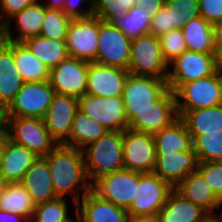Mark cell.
<instances>
[{
	"label": "cell",
	"mask_w": 222,
	"mask_h": 222,
	"mask_svg": "<svg viewBox=\"0 0 222 222\" xmlns=\"http://www.w3.org/2000/svg\"><path fill=\"white\" fill-rule=\"evenodd\" d=\"M44 158L50 168L55 194L62 198L71 195L74 210H77V203L92 190L83 150L57 144Z\"/></svg>",
	"instance_id": "cell-1"
},
{
	"label": "cell",
	"mask_w": 222,
	"mask_h": 222,
	"mask_svg": "<svg viewBox=\"0 0 222 222\" xmlns=\"http://www.w3.org/2000/svg\"><path fill=\"white\" fill-rule=\"evenodd\" d=\"M91 183L101 176L124 169L123 132L108 131L83 149Z\"/></svg>",
	"instance_id": "cell-2"
},
{
	"label": "cell",
	"mask_w": 222,
	"mask_h": 222,
	"mask_svg": "<svg viewBox=\"0 0 222 222\" xmlns=\"http://www.w3.org/2000/svg\"><path fill=\"white\" fill-rule=\"evenodd\" d=\"M178 117L189 110L213 107L222 104V75L200 78L183 84L175 93Z\"/></svg>",
	"instance_id": "cell-3"
},
{
	"label": "cell",
	"mask_w": 222,
	"mask_h": 222,
	"mask_svg": "<svg viewBox=\"0 0 222 222\" xmlns=\"http://www.w3.org/2000/svg\"><path fill=\"white\" fill-rule=\"evenodd\" d=\"M129 74L167 80L168 64L164 60L157 37L147 33L132 39Z\"/></svg>",
	"instance_id": "cell-4"
},
{
	"label": "cell",
	"mask_w": 222,
	"mask_h": 222,
	"mask_svg": "<svg viewBox=\"0 0 222 222\" xmlns=\"http://www.w3.org/2000/svg\"><path fill=\"white\" fill-rule=\"evenodd\" d=\"M216 72V53H199L187 49L168 64L166 82L175 93L183 84Z\"/></svg>",
	"instance_id": "cell-5"
},
{
	"label": "cell",
	"mask_w": 222,
	"mask_h": 222,
	"mask_svg": "<svg viewBox=\"0 0 222 222\" xmlns=\"http://www.w3.org/2000/svg\"><path fill=\"white\" fill-rule=\"evenodd\" d=\"M138 172L122 169L99 177L92 183V191L100 198L129 210L138 194Z\"/></svg>",
	"instance_id": "cell-6"
},
{
	"label": "cell",
	"mask_w": 222,
	"mask_h": 222,
	"mask_svg": "<svg viewBox=\"0 0 222 222\" xmlns=\"http://www.w3.org/2000/svg\"><path fill=\"white\" fill-rule=\"evenodd\" d=\"M7 130L11 141L25 146L38 157H45L57 145L40 118L8 117Z\"/></svg>",
	"instance_id": "cell-7"
},
{
	"label": "cell",
	"mask_w": 222,
	"mask_h": 222,
	"mask_svg": "<svg viewBox=\"0 0 222 222\" xmlns=\"http://www.w3.org/2000/svg\"><path fill=\"white\" fill-rule=\"evenodd\" d=\"M132 39L114 23L99 19L97 56L94 62L128 70Z\"/></svg>",
	"instance_id": "cell-8"
},
{
	"label": "cell",
	"mask_w": 222,
	"mask_h": 222,
	"mask_svg": "<svg viewBox=\"0 0 222 222\" xmlns=\"http://www.w3.org/2000/svg\"><path fill=\"white\" fill-rule=\"evenodd\" d=\"M55 91L49 81L24 82L14 100L7 107L8 117H31L43 119Z\"/></svg>",
	"instance_id": "cell-9"
},
{
	"label": "cell",
	"mask_w": 222,
	"mask_h": 222,
	"mask_svg": "<svg viewBox=\"0 0 222 222\" xmlns=\"http://www.w3.org/2000/svg\"><path fill=\"white\" fill-rule=\"evenodd\" d=\"M167 89L166 80L128 74L122 93L128 121L137 112L152 106V102L156 101Z\"/></svg>",
	"instance_id": "cell-10"
},
{
	"label": "cell",
	"mask_w": 222,
	"mask_h": 222,
	"mask_svg": "<svg viewBox=\"0 0 222 222\" xmlns=\"http://www.w3.org/2000/svg\"><path fill=\"white\" fill-rule=\"evenodd\" d=\"M78 102L80 111L95 119L108 131L123 132L128 129L129 121L122 96L97 97L84 94Z\"/></svg>",
	"instance_id": "cell-11"
},
{
	"label": "cell",
	"mask_w": 222,
	"mask_h": 222,
	"mask_svg": "<svg viewBox=\"0 0 222 222\" xmlns=\"http://www.w3.org/2000/svg\"><path fill=\"white\" fill-rule=\"evenodd\" d=\"M173 189L153 172H138V194L128 210L129 217L157 215Z\"/></svg>",
	"instance_id": "cell-12"
},
{
	"label": "cell",
	"mask_w": 222,
	"mask_h": 222,
	"mask_svg": "<svg viewBox=\"0 0 222 222\" xmlns=\"http://www.w3.org/2000/svg\"><path fill=\"white\" fill-rule=\"evenodd\" d=\"M178 118L175 94L168 88L152 106L137 112L128 129L154 135Z\"/></svg>",
	"instance_id": "cell-13"
},
{
	"label": "cell",
	"mask_w": 222,
	"mask_h": 222,
	"mask_svg": "<svg viewBox=\"0 0 222 222\" xmlns=\"http://www.w3.org/2000/svg\"><path fill=\"white\" fill-rule=\"evenodd\" d=\"M99 18L72 19L66 36L68 55L77 59L94 62L97 56Z\"/></svg>",
	"instance_id": "cell-14"
},
{
	"label": "cell",
	"mask_w": 222,
	"mask_h": 222,
	"mask_svg": "<svg viewBox=\"0 0 222 222\" xmlns=\"http://www.w3.org/2000/svg\"><path fill=\"white\" fill-rule=\"evenodd\" d=\"M88 65V61L68 56L50 69V86L57 94L79 99L86 92Z\"/></svg>",
	"instance_id": "cell-15"
},
{
	"label": "cell",
	"mask_w": 222,
	"mask_h": 222,
	"mask_svg": "<svg viewBox=\"0 0 222 222\" xmlns=\"http://www.w3.org/2000/svg\"><path fill=\"white\" fill-rule=\"evenodd\" d=\"M155 159L156 150L153 135L130 129L123 131V163L125 169L152 173Z\"/></svg>",
	"instance_id": "cell-16"
},
{
	"label": "cell",
	"mask_w": 222,
	"mask_h": 222,
	"mask_svg": "<svg viewBox=\"0 0 222 222\" xmlns=\"http://www.w3.org/2000/svg\"><path fill=\"white\" fill-rule=\"evenodd\" d=\"M78 110V98L57 93L53 96L43 121L57 144H63L69 138L72 122Z\"/></svg>",
	"instance_id": "cell-17"
},
{
	"label": "cell",
	"mask_w": 222,
	"mask_h": 222,
	"mask_svg": "<svg viewBox=\"0 0 222 222\" xmlns=\"http://www.w3.org/2000/svg\"><path fill=\"white\" fill-rule=\"evenodd\" d=\"M128 74V70L119 67L89 62L85 94L97 97L122 96Z\"/></svg>",
	"instance_id": "cell-18"
},
{
	"label": "cell",
	"mask_w": 222,
	"mask_h": 222,
	"mask_svg": "<svg viewBox=\"0 0 222 222\" xmlns=\"http://www.w3.org/2000/svg\"><path fill=\"white\" fill-rule=\"evenodd\" d=\"M198 163L194 150L156 154L153 173L175 188L189 173L197 170Z\"/></svg>",
	"instance_id": "cell-19"
},
{
	"label": "cell",
	"mask_w": 222,
	"mask_h": 222,
	"mask_svg": "<svg viewBox=\"0 0 222 222\" xmlns=\"http://www.w3.org/2000/svg\"><path fill=\"white\" fill-rule=\"evenodd\" d=\"M45 10L44 3L41 0H36L32 5L16 13L6 23V41L24 42L28 38L39 36ZM11 23L14 24L13 29Z\"/></svg>",
	"instance_id": "cell-20"
},
{
	"label": "cell",
	"mask_w": 222,
	"mask_h": 222,
	"mask_svg": "<svg viewBox=\"0 0 222 222\" xmlns=\"http://www.w3.org/2000/svg\"><path fill=\"white\" fill-rule=\"evenodd\" d=\"M82 222H129L128 211L100 198L92 190L77 203Z\"/></svg>",
	"instance_id": "cell-21"
},
{
	"label": "cell",
	"mask_w": 222,
	"mask_h": 222,
	"mask_svg": "<svg viewBox=\"0 0 222 222\" xmlns=\"http://www.w3.org/2000/svg\"><path fill=\"white\" fill-rule=\"evenodd\" d=\"M37 158L34 152L9 139L0 166V181L21 183L26 171Z\"/></svg>",
	"instance_id": "cell-22"
},
{
	"label": "cell",
	"mask_w": 222,
	"mask_h": 222,
	"mask_svg": "<svg viewBox=\"0 0 222 222\" xmlns=\"http://www.w3.org/2000/svg\"><path fill=\"white\" fill-rule=\"evenodd\" d=\"M174 189L210 216L219 215L216 211L221 207V200L211 191L198 170L189 173Z\"/></svg>",
	"instance_id": "cell-23"
},
{
	"label": "cell",
	"mask_w": 222,
	"mask_h": 222,
	"mask_svg": "<svg viewBox=\"0 0 222 222\" xmlns=\"http://www.w3.org/2000/svg\"><path fill=\"white\" fill-rule=\"evenodd\" d=\"M21 183L31 195L35 206L57 198L52 184L50 168L44 157H38L35 160L26 171Z\"/></svg>",
	"instance_id": "cell-24"
},
{
	"label": "cell",
	"mask_w": 222,
	"mask_h": 222,
	"mask_svg": "<svg viewBox=\"0 0 222 222\" xmlns=\"http://www.w3.org/2000/svg\"><path fill=\"white\" fill-rule=\"evenodd\" d=\"M24 81L14 61L13 41L0 44V104L8 107Z\"/></svg>",
	"instance_id": "cell-25"
},
{
	"label": "cell",
	"mask_w": 222,
	"mask_h": 222,
	"mask_svg": "<svg viewBox=\"0 0 222 222\" xmlns=\"http://www.w3.org/2000/svg\"><path fill=\"white\" fill-rule=\"evenodd\" d=\"M157 216L160 222H205L210 217L204 209L184 198L175 189Z\"/></svg>",
	"instance_id": "cell-26"
},
{
	"label": "cell",
	"mask_w": 222,
	"mask_h": 222,
	"mask_svg": "<svg viewBox=\"0 0 222 222\" xmlns=\"http://www.w3.org/2000/svg\"><path fill=\"white\" fill-rule=\"evenodd\" d=\"M153 136L156 154H171L193 150V138L180 117Z\"/></svg>",
	"instance_id": "cell-27"
},
{
	"label": "cell",
	"mask_w": 222,
	"mask_h": 222,
	"mask_svg": "<svg viewBox=\"0 0 222 222\" xmlns=\"http://www.w3.org/2000/svg\"><path fill=\"white\" fill-rule=\"evenodd\" d=\"M107 132L103 125L78 110L72 122L70 136L63 145L83 150Z\"/></svg>",
	"instance_id": "cell-28"
},
{
	"label": "cell",
	"mask_w": 222,
	"mask_h": 222,
	"mask_svg": "<svg viewBox=\"0 0 222 222\" xmlns=\"http://www.w3.org/2000/svg\"><path fill=\"white\" fill-rule=\"evenodd\" d=\"M13 55L24 82L49 81L50 69L23 42L13 41Z\"/></svg>",
	"instance_id": "cell-29"
},
{
	"label": "cell",
	"mask_w": 222,
	"mask_h": 222,
	"mask_svg": "<svg viewBox=\"0 0 222 222\" xmlns=\"http://www.w3.org/2000/svg\"><path fill=\"white\" fill-rule=\"evenodd\" d=\"M181 119L186 124L189 134L194 139L206 132L222 131V104L187 111Z\"/></svg>",
	"instance_id": "cell-30"
},
{
	"label": "cell",
	"mask_w": 222,
	"mask_h": 222,
	"mask_svg": "<svg viewBox=\"0 0 222 222\" xmlns=\"http://www.w3.org/2000/svg\"><path fill=\"white\" fill-rule=\"evenodd\" d=\"M188 50L199 53H216L213 44V28L203 17L187 21L182 27Z\"/></svg>",
	"instance_id": "cell-31"
},
{
	"label": "cell",
	"mask_w": 222,
	"mask_h": 222,
	"mask_svg": "<svg viewBox=\"0 0 222 222\" xmlns=\"http://www.w3.org/2000/svg\"><path fill=\"white\" fill-rule=\"evenodd\" d=\"M35 204L22 183H4L0 193V210L15 213L31 221Z\"/></svg>",
	"instance_id": "cell-32"
},
{
	"label": "cell",
	"mask_w": 222,
	"mask_h": 222,
	"mask_svg": "<svg viewBox=\"0 0 222 222\" xmlns=\"http://www.w3.org/2000/svg\"><path fill=\"white\" fill-rule=\"evenodd\" d=\"M23 43L49 69L55 68L69 56L65 40L44 38L39 35L28 38Z\"/></svg>",
	"instance_id": "cell-33"
},
{
	"label": "cell",
	"mask_w": 222,
	"mask_h": 222,
	"mask_svg": "<svg viewBox=\"0 0 222 222\" xmlns=\"http://www.w3.org/2000/svg\"><path fill=\"white\" fill-rule=\"evenodd\" d=\"M152 17L141 7H132L113 23L130 39L149 33Z\"/></svg>",
	"instance_id": "cell-34"
},
{
	"label": "cell",
	"mask_w": 222,
	"mask_h": 222,
	"mask_svg": "<svg viewBox=\"0 0 222 222\" xmlns=\"http://www.w3.org/2000/svg\"><path fill=\"white\" fill-rule=\"evenodd\" d=\"M193 150L199 163L222 161V131L196 136L193 139Z\"/></svg>",
	"instance_id": "cell-35"
},
{
	"label": "cell",
	"mask_w": 222,
	"mask_h": 222,
	"mask_svg": "<svg viewBox=\"0 0 222 222\" xmlns=\"http://www.w3.org/2000/svg\"><path fill=\"white\" fill-rule=\"evenodd\" d=\"M68 205L66 198L62 197L38 204L30 222H65L75 214L70 212Z\"/></svg>",
	"instance_id": "cell-36"
},
{
	"label": "cell",
	"mask_w": 222,
	"mask_h": 222,
	"mask_svg": "<svg viewBox=\"0 0 222 222\" xmlns=\"http://www.w3.org/2000/svg\"><path fill=\"white\" fill-rule=\"evenodd\" d=\"M71 20L63 10L46 8L40 36L50 39L66 40Z\"/></svg>",
	"instance_id": "cell-37"
},
{
	"label": "cell",
	"mask_w": 222,
	"mask_h": 222,
	"mask_svg": "<svg viewBox=\"0 0 222 222\" xmlns=\"http://www.w3.org/2000/svg\"><path fill=\"white\" fill-rule=\"evenodd\" d=\"M164 6L170 13L173 30L182 29L187 21L200 16L199 0H165Z\"/></svg>",
	"instance_id": "cell-38"
},
{
	"label": "cell",
	"mask_w": 222,
	"mask_h": 222,
	"mask_svg": "<svg viewBox=\"0 0 222 222\" xmlns=\"http://www.w3.org/2000/svg\"><path fill=\"white\" fill-rule=\"evenodd\" d=\"M137 0H93V15L101 21L113 23L126 15Z\"/></svg>",
	"instance_id": "cell-39"
},
{
	"label": "cell",
	"mask_w": 222,
	"mask_h": 222,
	"mask_svg": "<svg viewBox=\"0 0 222 222\" xmlns=\"http://www.w3.org/2000/svg\"><path fill=\"white\" fill-rule=\"evenodd\" d=\"M158 39L160 42L162 56L167 64L187 50L181 29L170 30L158 37Z\"/></svg>",
	"instance_id": "cell-40"
},
{
	"label": "cell",
	"mask_w": 222,
	"mask_h": 222,
	"mask_svg": "<svg viewBox=\"0 0 222 222\" xmlns=\"http://www.w3.org/2000/svg\"><path fill=\"white\" fill-rule=\"evenodd\" d=\"M197 170L202 174L211 191L222 201V161L198 163Z\"/></svg>",
	"instance_id": "cell-41"
},
{
	"label": "cell",
	"mask_w": 222,
	"mask_h": 222,
	"mask_svg": "<svg viewBox=\"0 0 222 222\" xmlns=\"http://www.w3.org/2000/svg\"><path fill=\"white\" fill-rule=\"evenodd\" d=\"M82 4H87V7ZM63 11L71 19L91 17L93 16V0H65Z\"/></svg>",
	"instance_id": "cell-42"
},
{
	"label": "cell",
	"mask_w": 222,
	"mask_h": 222,
	"mask_svg": "<svg viewBox=\"0 0 222 222\" xmlns=\"http://www.w3.org/2000/svg\"><path fill=\"white\" fill-rule=\"evenodd\" d=\"M200 16L213 25L222 20V0H199Z\"/></svg>",
	"instance_id": "cell-43"
},
{
	"label": "cell",
	"mask_w": 222,
	"mask_h": 222,
	"mask_svg": "<svg viewBox=\"0 0 222 222\" xmlns=\"http://www.w3.org/2000/svg\"><path fill=\"white\" fill-rule=\"evenodd\" d=\"M170 30H173V25H171L170 13L164 6L151 19L149 33L158 38Z\"/></svg>",
	"instance_id": "cell-44"
},
{
	"label": "cell",
	"mask_w": 222,
	"mask_h": 222,
	"mask_svg": "<svg viewBox=\"0 0 222 222\" xmlns=\"http://www.w3.org/2000/svg\"><path fill=\"white\" fill-rule=\"evenodd\" d=\"M36 0H0V15L7 23L16 13L32 5Z\"/></svg>",
	"instance_id": "cell-45"
},
{
	"label": "cell",
	"mask_w": 222,
	"mask_h": 222,
	"mask_svg": "<svg viewBox=\"0 0 222 222\" xmlns=\"http://www.w3.org/2000/svg\"><path fill=\"white\" fill-rule=\"evenodd\" d=\"M165 0H137L135 6L145 9L153 18L164 7Z\"/></svg>",
	"instance_id": "cell-46"
},
{
	"label": "cell",
	"mask_w": 222,
	"mask_h": 222,
	"mask_svg": "<svg viewBox=\"0 0 222 222\" xmlns=\"http://www.w3.org/2000/svg\"><path fill=\"white\" fill-rule=\"evenodd\" d=\"M213 28V44L217 51L222 47V20L212 25Z\"/></svg>",
	"instance_id": "cell-47"
},
{
	"label": "cell",
	"mask_w": 222,
	"mask_h": 222,
	"mask_svg": "<svg viewBox=\"0 0 222 222\" xmlns=\"http://www.w3.org/2000/svg\"><path fill=\"white\" fill-rule=\"evenodd\" d=\"M0 222H30L26 217L0 210Z\"/></svg>",
	"instance_id": "cell-48"
},
{
	"label": "cell",
	"mask_w": 222,
	"mask_h": 222,
	"mask_svg": "<svg viewBox=\"0 0 222 222\" xmlns=\"http://www.w3.org/2000/svg\"><path fill=\"white\" fill-rule=\"evenodd\" d=\"M7 107L0 104V134H8Z\"/></svg>",
	"instance_id": "cell-49"
},
{
	"label": "cell",
	"mask_w": 222,
	"mask_h": 222,
	"mask_svg": "<svg viewBox=\"0 0 222 222\" xmlns=\"http://www.w3.org/2000/svg\"><path fill=\"white\" fill-rule=\"evenodd\" d=\"M41 1L48 9L63 10L64 0H41Z\"/></svg>",
	"instance_id": "cell-50"
},
{
	"label": "cell",
	"mask_w": 222,
	"mask_h": 222,
	"mask_svg": "<svg viewBox=\"0 0 222 222\" xmlns=\"http://www.w3.org/2000/svg\"><path fill=\"white\" fill-rule=\"evenodd\" d=\"M129 222H160L157 215L130 217Z\"/></svg>",
	"instance_id": "cell-51"
},
{
	"label": "cell",
	"mask_w": 222,
	"mask_h": 222,
	"mask_svg": "<svg viewBox=\"0 0 222 222\" xmlns=\"http://www.w3.org/2000/svg\"><path fill=\"white\" fill-rule=\"evenodd\" d=\"M9 140L8 134H0V166L4 157V152L6 149V144Z\"/></svg>",
	"instance_id": "cell-52"
},
{
	"label": "cell",
	"mask_w": 222,
	"mask_h": 222,
	"mask_svg": "<svg viewBox=\"0 0 222 222\" xmlns=\"http://www.w3.org/2000/svg\"><path fill=\"white\" fill-rule=\"evenodd\" d=\"M216 70L222 75V47L216 51Z\"/></svg>",
	"instance_id": "cell-53"
},
{
	"label": "cell",
	"mask_w": 222,
	"mask_h": 222,
	"mask_svg": "<svg viewBox=\"0 0 222 222\" xmlns=\"http://www.w3.org/2000/svg\"><path fill=\"white\" fill-rule=\"evenodd\" d=\"M6 41V23L2 20L0 15V44Z\"/></svg>",
	"instance_id": "cell-54"
},
{
	"label": "cell",
	"mask_w": 222,
	"mask_h": 222,
	"mask_svg": "<svg viewBox=\"0 0 222 222\" xmlns=\"http://www.w3.org/2000/svg\"><path fill=\"white\" fill-rule=\"evenodd\" d=\"M65 222H82V220L77 210H75L74 216H72L70 219L66 220Z\"/></svg>",
	"instance_id": "cell-55"
},
{
	"label": "cell",
	"mask_w": 222,
	"mask_h": 222,
	"mask_svg": "<svg viewBox=\"0 0 222 222\" xmlns=\"http://www.w3.org/2000/svg\"><path fill=\"white\" fill-rule=\"evenodd\" d=\"M205 222H222L219 216H210Z\"/></svg>",
	"instance_id": "cell-56"
},
{
	"label": "cell",
	"mask_w": 222,
	"mask_h": 222,
	"mask_svg": "<svg viewBox=\"0 0 222 222\" xmlns=\"http://www.w3.org/2000/svg\"><path fill=\"white\" fill-rule=\"evenodd\" d=\"M3 185H4V183L2 181H0V193H1V190L3 188Z\"/></svg>",
	"instance_id": "cell-57"
},
{
	"label": "cell",
	"mask_w": 222,
	"mask_h": 222,
	"mask_svg": "<svg viewBox=\"0 0 222 222\" xmlns=\"http://www.w3.org/2000/svg\"><path fill=\"white\" fill-rule=\"evenodd\" d=\"M221 209H222V201H221ZM221 212L219 213V217L222 219V210H220Z\"/></svg>",
	"instance_id": "cell-58"
}]
</instances>
